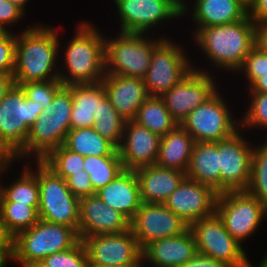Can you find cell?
<instances>
[{"label":"cell","instance_id":"6da1fadb","mask_svg":"<svg viewBox=\"0 0 267 267\" xmlns=\"http://www.w3.org/2000/svg\"><path fill=\"white\" fill-rule=\"evenodd\" d=\"M58 31L48 25L34 24L28 29L16 33L14 82L20 85L26 82L59 80Z\"/></svg>","mask_w":267,"mask_h":267},{"label":"cell","instance_id":"7a4b0ae2","mask_svg":"<svg viewBox=\"0 0 267 267\" xmlns=\"http://www.w3.org/2000/svg\"><path fill=\"white\" fill-rule=\"evenodd\" d=\"M192 36L215 68L237 73L255 46V24L247 16L229 24L201 27Z\"/></svg>","mask_w":267,"mask_h":267},{"label":"cell","instance_id":"3957f363","mask_svg":"<svg viewBox=\"0 0 267 267\" xmlns=\"http://www.w3.org/2000/svg\"><path fill=\"white\" fill-rule=\"evenodd\" d=\"M77 25L75 34L63 50L62 65L67 73L59 71V80L64 86L98 83L105 76L104 33L88 21Z\"/></svg>","mask_w":267,"mask_h":267},{"label":"cell","instance_id":"277c9868","mask_svg":"<svg viewBox=\"0 0 267 267\" xmlns=\"http://www.w3.org/2000/svg\"><path fill=\"white\" fill-rule=\"evenodd\" d=\"M72 107L71 88L63 86L31 126L25 144V157H35L36 161H41L53 149L64 144L71 130Z\"/></svg>","mask_w":267,"mask_h":267},{"label":"cell","instance_id":"5b68a950","mask_svg":"<svg viewBox=\"0 0 267 267\" xmlns=\"http://www.w3.org/2000/svg\"><path fill=\"white\" fill-rule=\"evenodd\" d=\"M40 107L28 98L20 85L14 84L0 101V153L25 159V144L31 126L43 113Z\"/></svg>","mask_w":267,"mask_h":267},{"label":"cell","instance_id":"8992f818","mask_svg":"<svg viewBox=\"0 0 267 267\" xmlns=\"http://www.w3.org/2000/svg\"><path fill=\"white\" fill-rule=\"evenodd\" d=\"M79 240L73 227L40 219L14 236L13 262L38 265L47 256L72 248Z\"/></svg>","mask_w":267,"mask_h":267},{"label":"cell","instance_id":"52a82bcc","mask_svg":"<svg viewBox=\"0 0 267 267\" xmlns=\"http://www.w3.org/2000/svg\"><path fill=\"white\" fill-rule=\"evenodd\" d=\"M146 35L119 32L111 39L105 35V74L143 79L150 66L153 50L167 38Z\"/></svg>","mask_w":267,"mask_h":267},{"label":"cell","instance_id":"ba28073f","mask_svg":"<svg viewBox=\"0 0 267 267\" xmlns=\"http://www.w3.org/2000/svg\"><path fill=\"white\" fill-rule=\"evenodd\" d=\"M36 168L27 167L39 183V218L51 223L73 227L78 233L79 198L68 188L67 182L57 176L42 161L34 160ZM32 168H34L32 170ZM36 169V171H35Z\"/></svg>","mask_w":267,"mask_h":267},{"label":"cell","instance_id":"9c48e42d","mask_svg":"<svg viewBox=\"0 0 267 267\" xmlns=\"http://www.w3.org/2000/svg\"><path fill=\"white\" fill-rule=\"evenodd\" d=\"M119 15L118 32L146 33L163 22L183 18L190 8L187 0H113ZM189 8V9H188Z\"/></svg>","mask_w":267,"mask_h":267},{"label":"cell","instance_id":"30bf717a","mask_svg":"<svg viewBox=\"0 0 267 267\" xmlns=\"http://www.w3.org/2000/svg\"><path fill=\"white\" fill-rule=\"evenodd\" d=\"M215 212L228 233L241 245L267 218V206L246 190L219 193Z\"/></svg>","mask_w":267,"mask_h":267},{"label":"cell","instance_id":"8fae6325","mask_svg":"<svg viewBox=\"0 0 267 267\" xmlns=\"http://www.w3.org/2000/svg\"><path fill=\"white\" fill-rule=\"evenodd\" d=\"M219 91L180 123L194 142H218L231 137L240 129V118L236 120L230 113L229 104Z\"/></svg>","mask_w":267,"mask_h":267},{"label":"cell","instance_id":"7c38bea8","mask_svg":"<svg viewBox=\"0 0 267 267\" xmlns=\"http://www.w3.org/2000/svg\"><path fill=\"white\" fill-rule=\"evenodd\" d=\"M176 43L165 38L153 50L150 66L143 77L149 96L162 97L193 70L185 47Z\"/></svg>","mask_w":267,"mask_h":267},{"label":"cell","instance_id":"4fadbf2b","mask_svg":"<svg viewBox=\"0 0 267 267\" xmlns=\"http://www.w3.org/2000/svg\"><path fill=\"white\" fill-rule=\"evenodd\" d=\"M189 229L198 253L223 261L229 267H246L248 254L228 233L216 212L191 223Z\"/></svg>","mask_w":267,"mask_h":267},{"label":"cell","instance_id":"5bb4252c","mask_svg":"<svg viewBox=\"0 0 267 267\" xmlns=\"http://www.w3.org/2000/svg\"><path fill=\"white\" fill-rule=\"evenodd\" d=\"M81 240L89 266H136L142 260V249L131 229L86 236Z\"/></svg>","mask_w":267,"mask_h":267},{"label":"cell","instance_id":"9a60e30c","mask_svg":"<svg viewBox=\"0 0 267 267\" xmlns=\"http://www.w3.org/2000/svg\"><path fill=\"white\" fill-rule=\"evenodd\" d=\"M238 130L231 137L216 142L219 152L220 193L246 190L251 179L254 146Z\"/></svg>","mask_w":267,"mask_h":267},{"label":"cell","instance_id":"2e32d148","mask_svg":"<svg viewBox=\"0 0 267 267\" xmlns=\"http://www.w3.org/2000/svg\"><path fill=\"white\" fill-rule=\"evenodd\" d=\"M195 67L193 65V70L162 96L170 115L178 124L219 90L209 70Z\"/></svg>","mask_w":267,"mask_h":267},{"label":"cell","instance_id":"e0dca14e","mask_svg":"<svg viewBox=\"0 0 267 267\" xmlns=\"http://www.w3.org/2000/svg\"><path fill=\"white\" fill-rule=\"evenodd\" d=\"M189 225L164 203H143L130 221V229L143 249L149 243L182 234Z\"/></svg>","mask_w":267,"mask_h":267},{"label":"cell","instance_id":"ac0fdd59","mask_svg":"<svg viewBox=\"0 0 267 267\" xmlns=\"http://www.w3.org/2000/svg\"><path fill=\"white\" fill-rule=\"evenodd\" d=\"M217 195L210 186L185 177L164 204L190 225L215 212Z\"/></svg>","mask_w":267,"mask_h":267},{"label":"cell","instance_id":"d6986e66","mask_svg":"<svg viewBox=\"0 0 267 267\" xmlns=\"http://www.w3.org/2000/svg\"><path fill=\"white\" fill-rule=\"evenodd\" d=\"M161 137L134 120H127L118 152L124 170L135 171L156 163Z\"/></svg>","mask_w":267,"mask_h":267},{"label":"cell","instance_id":"ffe728a7","mask_svg":"<svg viewBox=\"0 0 267 267\" xmlns=\"http://www.w3.org/2000/svg\"><path fill=\"white\" fill-rule=\"evenodd\" d=\"M130 229V221L119 211L109 207L96 194L79 199L80 239L86 236L123 233Z\"/></svg>","mask_w":267,"mask_h":267},{"label":"cell","instance_id":"44dd1931","mask_svg":"<svg viewBox=\"0 0 267 267\" xmlns=\"http://www.w3.org/2000/svg\"><path fill=\"white\" fill-rule=\"evenodd\" d=\"M198 254L191 230L153 241L142 249V260L153 267H179Z\"/></svg>","mask_w":267,"mask_h":267},{"label":"cell","instance_id":"7402d4cb","mask_svg":"<svg viewBox=\"0 0 267 267\" xmlns=\"http://www.w3.org/2000/svg\"><path fill=\"white\" fill-rule=\"evenodd\" d=\"M102 83L111 105L126 120H133L149 97L142 78L105 74Z\"/></svg>","mask_w":267,"mask_h":267},{"label":"cell","instance_id":"603a6c76","mask_svg":"<svg viewBox=\"0 0 267 267\" xmlns=\"http://www.w3.org/2000/svg\"><path fill=\"white\" fill-rule=\"evenodd\" d=\"M96 195L129 221L142 204L139 181L135 171L131 170H123L109 184L96 191Z\"/></svg>","mask_w":267,"mask_h":267},{"label":"cell","instance_id":"cb8c5ba5","mask_svg":"<svg viewBox=\"0 0 267 267\" xmlns=\"http://www.w3.org/2000/svg\"><path fill=\"white\" fill-rule=\"evenodd\" d=\"M143 203H164L186 177L178 169L163 168L156 164L135 170Z\"/></svg>","mask_w":267,"mask_h":267},{"label":"cell","instance_id":"d4e9b609","mask_svg":"<svg viewBox=\"0 0 267 267\" xmlns=\"http://www.w3.org/2000/svg\"><path fill=\"white\" fill-rule=\"evenodd\" d=\"M191 20L197 26L194 34L201 27L223 25L242 20L248 11L237 0H194Z\"/></svg>","mask_w":267,"mask_h":267},{"label":"cell","instance_id":"484cf974","mask_svg":"<svg viewBox=\"0 0 267 267\" xmlns=\"http://www.w3.org/2000/svg\"><path fill=\"white\" fill-rule=\"evenodd\" d=\"M186 177L220 193L219 152L216 142H195Z\"/></svg>","mask_w":267,"mask_h":267},{"label":"cell","instance_id":"4316f807","mask_svg":"<svg viewBox=\"0 0 267 267\" xmlns=\"http://www.w3.org/2000/svg\"><path fill=\"white\" fill-rule=\"evenodd\" d=\"M194 139L180 124L162 136L156 165L163 168L178 169L186 173Z\"/></svg>","mask_w":267,"mask_h":267},{"label":"cell","instance_id":"83f0119b","mask_svg":"<svg viewBox=\"0 0 267 267\" xmlns=\"http://www.w3.org/2000/svg\"><path fill=\"white\" fill-rule=\"evenodd\" d=\"M71 88L73 107L70 117L71 129L94 126V115L98 102L106 97L103 83H85L68 85Z\"/></svg>","mask_w":267,"mask_h":267},{"label":"cell","instance_id":"f1b7e54d","mask_svg":"<svg viewBox=\"0 0 267 267\" xmlns=\"http://www.w3.org/2000/svg\"><path fill=\"white\" fill-rule=\"evenodd\" d=\"M64 145L71 151L87 156H120L118 148L102 137L93 127L71 129Z\"/></svg>","mask_w":267,"mask_h":267},{"label":"cell","instance_id":"f546056e","mask_svg":"<svg viewBox=\"0 0 267 267\" xmlns=\"http://www.w3.org/2000/svg\"><path fill=\"white\" fill-rule=\"evenodd\" d=\"M133 120L160 137L178 125V122L170 115L162 97L157 96H149L140 105Z\"/></svg>","mask_w":267,"mask_h":267},{"label":"cell","instance_id":"4dcf8cb0","mask_svg":"<svg viewBox=\"0 0 267 267\" xmlns=\"http://www.w3.org/2000/svg\"><path fill=\"white\" fill-rule=\"evenodd\" d=\"M126 122L127 120L111 105L107 97L98 102L93 128L117 148L121 145Z\"/></svg>","mask_w":267,"mask_h":267},{"label":"cell","instance_id":"1f68e13d","mask_svg":"<svg viewBox=\"0 0 267 267\" xmlns=\"http://www.w3.org/2000/svg\"><path fill=\"white\" fill-rule=\"evenodd\" d=\"M0 202H17V204L39 206L37 176L26 166L16 181L7 186L2 184Z\"/></svg>","mask_w":267,"mask_h":267},{"label":"cell","instance_id":"d6a6232c","mask_svg":"<svg viewBox=\"0 0 267 267\" xmlns=\"http://www.w3.org/2000/svg\"><path fill=\"white\" fill-rule=\"evenodd\" d=\"M83 164L95 192L109 184L124 170L120 156L90 155L84 157Z\"/></svg>","mask_w":267,"mask_h":267},{"label":"cell","instance_id":"836d02e7","mask_svg":"<svg viewBox=\"0 0 267 267\" xmlns=\"http://www.w3.org/2000/svg\"><path fill=\"white\" fill-rule=\"evenodd\" d=\"M39 206L17 204V202H0V212L8 231L15 236L29 229L39 220Z\"/></svg>","mask_w":267,"mask_h":267},{"label":"cell","instance_id":"e575fe53","mask_svg":"<svg viewBox=\"0 0 267 267\" xmlns=\"http://www.w3.org/2000/svg\"><path fill=\"white\" fill-rule=\"evenodd\" d=\"M41 161L65 181L73 174L83 173L85 168L84 156L69 150L64 144L53 149Z\"/></svg>","mask_w":267,"mask_h":267},{"label":"cell","instance_id":"d590c367","mask_svg":"<svg viewBox=\"0 0 267 267\" xmlns=\"http://www.w3.org/2000/svg\"><path fill=\"white\" fill-rule=\"evenodd\" d=\"M246 191L267 206V140L253 149L251 179Z\"/></svg>","mask_w":267,"mask_h":267},{"label":"cell","instance_id":"8d00e7d4","mask_svg":"<svg viewBox=\"0 0 267 267\" xmlns=\"http://www.w3.org/2000/svg\"><path fill=\"white\" fill-rule=\"evenodd\" d=\"M38 265L40 267H89L86 248L81 239L72 248L51 254Z\"/></svg>","mask_w":267,"mask_h":267},{"label":"cell","instance_id":"74e56055","mask_svg":"<svg viewBox=\"0 0 267 267\" xmlns=\"http://www.w3.org/2000/svg\"><path fill=\"white\" fill-rule=\"evenodd\" d=\"M250 104L240 119V129L258 128L267 130V93H249ZM267 137V135H266ZM267 139V138H265Z\"/></svg>","mask_w":267,"mask_h":267},{"label":"cell","instance_id":"f35d334b","mask_svg":"<svg viewBox=\"0 0 267 267\" xmlns=\"http://www.w3.org/2000/svg\"><path fill=\"white\" fill-rule=\"evenodd\" d=\"M26 96L40 107L46 108L55 94L64 86L60 80L26 82L20 84Z\"/></svg>","mask_w":267,"mask_h":267},{"label":"cell","instance_id":"ab89813d","mask_svg":"<svg viewBox=\"0 0 267 267\" xmlns=\"http://www.w3.org/2000/svg\"><path fill=\"white\" fill-rule=\"evenodd\" d=\"M237 71L243 73L249 83L247 85L249 88L258 78L267 73V54L254 46Z\"/></svg>","mask_w":267,"mask_h":267},{"label":"cell","instance_id":"60d3db41","mask_svg":"<svg viewBox=\"0 0 267 267\" xmlns=\"http://www.w3.org/2000/svg\"><path fill=\"white\" fill-rule=\"evenodd\" d=\"M16 55V34L6 32L0 38V73L13 74Z\"/></svg>","mask_w":267,"mask_h":267},{"label":"cell","instance_id":"b9f144b4","mask_svg":"<svg viewBox=\"0 0 267 267\" xmlns=\"http://www.w3.org/2000/svg\"><path fill=\"white\" fill-rule=\"evenodd\" d=\"M25 12L15 4H12L9 0H0V27L6 31L10 32L9 27L12 30V27L16 23L20 22L25 16Z\"/></svg>","mask_w":267,"mask_h":267},{"label":"cell","instance_id":"7bdbcfd3","mask_svg":"<svg viewBox=\"0 0 267 267\" xmlns=\"http://www.w3.org/2000/svg\"><path fill=\"white\" fill-rule=\"evenodd\" d=\"M66 182L70 191L79 199L96 194L93 190L89 174L85 170H83V173L73 174Z\"/></svg>","mask_w":267,"mask_h":267},{"label":"cell","instance_id":"ee69618b","mask_svg":"<svg viewBox=\"0 0 267 267\" xmlns=\"http://www.w3.org/2000/svg\"><path fill=\"white\" fill-rule=\"evenodd\" d=\"M179 267H229L223 261L198 253L194 258Z\"/></svg>","mask_w":267,"mask_h":267},{"label":"cell","instance_id":"f6af8a7d","mask_svg":"<svg viewBox=\"0 0 267 267\" xmlns=\"http://www.w3.org/2000/svg\"><path fill=\"white\" fill-rule=\"evenodd\" d=\"M249 18L254 24L267 22V0H257L248 11Z\"/></svg>","mask_w":267,"mask_h":267},{"label":"cell","instance_id":"bcb514c9","mask_svg":"<svg viewBox=\"0 0 267 267\" xmlns=\"http://www.w3.org/2000/svg\"><path fill=\"white\" fill-rule=\"evenodd\" d=\"M255 47L267 54V22L255 24Z\"/></svg>","mask_w":267,"mask_h":267},{"label":"cell","instance_id":"7dc6e473","mask_svg":"<svg viewBox=\"0 0 267 267\" xmlns=\"http://www.w3.org/2000/svg\"><path fill=\"white\" fill-rule=\"evenodd\" d=\"M16 161V158L7 153H0V199L2 197V181L1 176L9 170L10 166Z\"/></svg>","mask_w":267,"mask_h":267},{"label":"cell","instance_id":"c3c4849f","mask_svg":"<svg viewBox=\"0 0 267 267\" xmlns=\"http://www.w3.org/2000/svg\"><path fill=\"white\" fill-rule=\"evenodd\" d=\"M15 84L13 74L0 73V101Z\"/></svg>","mask_w":267,"mask_h":267},{"label":"cell","instance_id":"681fc988","mask_svg":"<svg viewBox=\"0 0 267 267\" xmlns=\"http://www.w3.org/2000/svg\"><path fill=\"white\" fill-rule=\"evenodd\" d=\"M14 236L6 228L0 212V245H13Z\"/></svg>","mask_w":267,"mask_h":267},{"label":"cell","instance_id":"f907efd6","mask_svg":"<svg viewBox=\"0 0 267 267\" xmlns=\"http://www.w3.org/2000/svg\"><path fill=\"white\" fill-rule=\"evenodd\" d=\"M247 89L249 93H267V73H264Z\"/></svg>","mask_w":267,"mask_h":267},{"label":"cell","instance_id":"816d5d0a","mask_svg":"<svg viewBox=\"0 0 267 267\" xmlns=\"http://www.w3.org/2000/svg\"><path fill=\"white\" fill-rule=\"evenodd\" d=\"M8 261H13V245H0V267H6Z\"/></svg>","mask_w":267,"mask_h":267},{"label":"cell","instance_id":"f5cc1de1","mask_svg":"<svg viewBox=\"0 0 267 267\" xmlns=\"http://www.w3.org/2000/svg\"><path fill=\"white\" fill-rule=\"evenodd\" d=\"M247 11L255 4L257 0H237Z\"/></svg>","mask_w":267,"mask_h":267},{"label":"cell","instance_id":"db71d44e","mask_svg":"<svg viewBox=\"0 0 267 267\" xmlns=\"http://www.w3.org/2000/svg\"><path fill=\"white\" fill-rule=\"evenodd\" d=\"M12 4L17 5L26 13V7L29 0H9Z\"/></svg>","mask_w":267,"mask_h":267},{"label":"cell","instance_id":"11a10c76","mask_svg":"<svg viewBox=\"0 0 267 267\" xmlns=\"http://www.w3.org/2000/svg\"><path fill=\"white\" fill-rule=\"evenodd\" d=\"M246 267H255V266H253L251 261L248 260ZM256 267H267V256L266 255H264V257L260 261V264H258V266Z\"/></svg>","mask_w":267,"mask_h":267},{"label":"cell","instance_id":"9f6ffc18","mask_svg":"<svg viewBox=\"0 0 267 267\" xmlns=\"http://www.w3.org/2000/svg\"><path fill=\"white\" fill-rule=\"evenodd\" d=\"M145 264V265H144ZM146 266V263L144 262L143 263V260H141L137 265H136V267H145ZM146 267H149V265L148 266H146ZM153 267V266H152Z\"/></svg>","mask_w":267,"mask_h":267},{"label":"cell","instance_id":"6f0895ef","mask_svg":"<svg viewBox=\"0 0 267 267\" xmlns=\"http://www.w3.org/2000/svg\"><path fill=\"white\" fill-rule=\"evenodd\" d=\"M89 267H136V266H89Z\"/></svg>","mask_w":267,"mask_h":267},{"label":"cell","instance_id":"680465c9","mask_svg":"<svg viewBox=\"0 0 267 267\" xmlns=\"http://www.w3.org/2000/svg\"><path fill=\"white\" fill-rule=\"evenodd\" d=\"M21 267H40L39 265H20Z\"/></svg>","mask_w":267,"mask_h":267},{"label":"cell","instance_id":"91938a15","mask_svg":"<svg viewBox=\"0 0 267 267\" xmlns=\"http://www.w3.org/2000/svg\"><path fill=\"white\" fill-rule=\"evenodd\" d=\"M6 33L1 27H0V38Z\"/></svg>","mask_w":267,"mask_h":267}]
</instances>
